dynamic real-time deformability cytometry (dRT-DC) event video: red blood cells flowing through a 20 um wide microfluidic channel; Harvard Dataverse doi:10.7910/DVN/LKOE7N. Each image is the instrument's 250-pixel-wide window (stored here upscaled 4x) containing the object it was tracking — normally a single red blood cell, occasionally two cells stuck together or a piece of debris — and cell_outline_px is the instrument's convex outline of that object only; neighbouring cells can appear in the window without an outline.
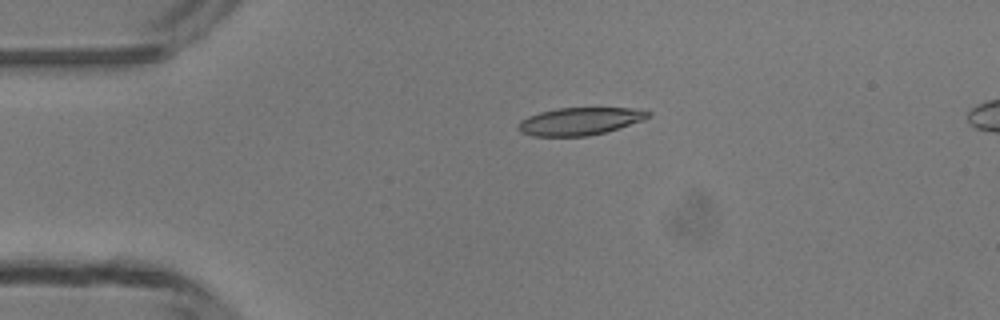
{"species": "common noctule bat (a hibernating species)", "species_latin": "Nyctalus noctula", "temperature_condition": "room temperature", "stored_images_in_passage": 5, "camera_frame_rate_fps": 3000, "um_per_image_px": 0.085, "animal": {"sex": "male", "body_mass_g": 13.3}, "frame": {"image": 1, "passage_image": 3, "time_ms": 2.333, "image_size_px": [1000, 320], "cell_outline_px": [[652, 116], [644, 120], [604, 132], [588, 136], [532, 136], [520, 132], [516, 128], [520, 120], [528, 116], [540, 112], [556, 108], [644, 108], [652, 112]], "centroid_in_image_um": [49.31, 10.3], "position_along_channel_um": 35.7, "area_um2": 21.1}}